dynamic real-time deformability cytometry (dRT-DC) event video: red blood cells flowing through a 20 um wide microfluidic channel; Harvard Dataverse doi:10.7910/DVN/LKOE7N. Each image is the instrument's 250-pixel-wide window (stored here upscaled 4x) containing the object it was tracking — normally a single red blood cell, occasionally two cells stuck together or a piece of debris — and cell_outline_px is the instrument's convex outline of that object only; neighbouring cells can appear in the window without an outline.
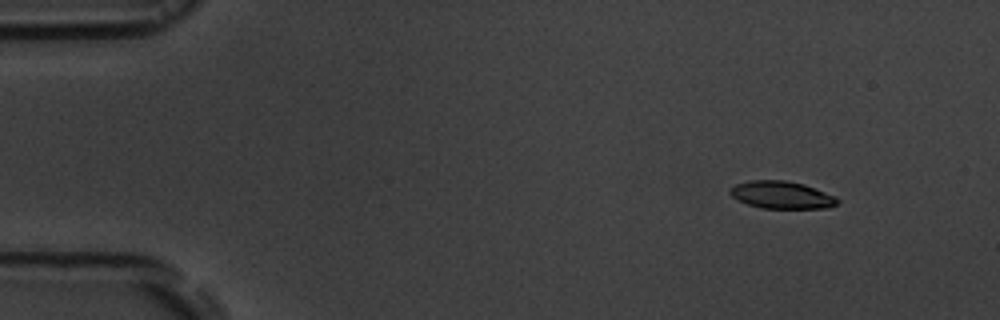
{"species": "common noctule bat (a hibernating species)", "species_latin": "Nyctalus noctula", "temperature_condition": "room temperature", "stored_images_in_passage": 15, "camera_frame_rate_fps": 3000, "um_per_image_px": 0.085, "animal": {"sex": "male", "body_mass_g": 19.5, "forearm_length_mm": 54.6}, "frame": {"image": 1, "passage_image": 2, "time_ms": 1.333, "image_size_px": [1000, 320], "cell_outline_px": [[840, 200], [836, 204], [828, 208], [760, 208], [748, 204], [732, 196], [728, 192], [728, 188], [736, 184], [748, 180], [784, 180], [804, 184], [836, 196]], "centroid_in_image_um": [66.43, 16.56], "position_along_channel_um": 18.6, "area_um2": 17.22}}
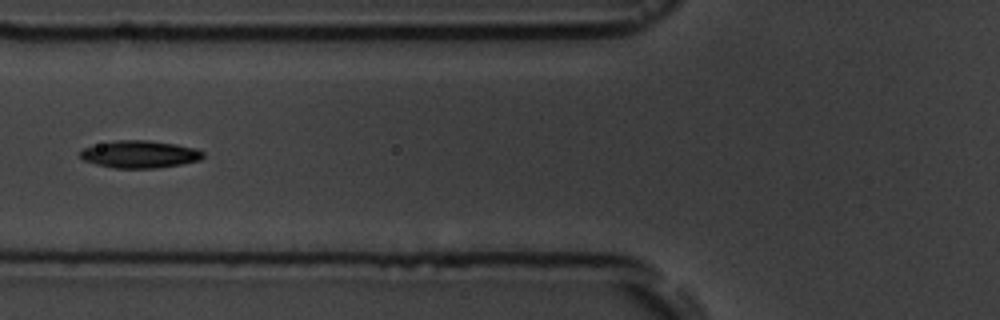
{"frame": {"image": 2, "passage_image": 6, "time_ms": 6.667, "image_size_px": [1000, 320], "cell_outline_px": [[204, 156], [200, 160], [180, 164], [156, 168], [112, 168], [96, 164], [84, 160], [80, 156], [80, 152], [84, 148], [116, 140], [148, 140], [176, 144], [196, 148], [204, 152]], "centroid_in_image_um": [11.91, 13.11], "position_along_channel_um": 113.9, "area_um2": 19.48}}
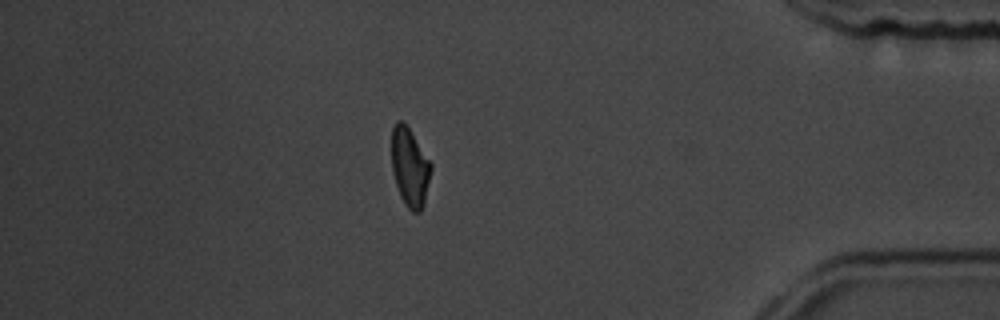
{"frame": {"image": 3, "passage_image": 14, "time_ms": 15.667, "image_size_px": [1000, 320], "cell_outline_px": [[432, 168], [424, 204], [420, 212], [412, 212], [404, 204], [400, 196], [392, 172], [392, 128], [396, 120], [400, 120], [408, 128], [432, 164]], "centroid_in_image_um": [34.83, 14.25], "position_along_channel_um": 400.4, "area_um2": 17.92}, "authors_computed_cell_mechanics": {"area_um2": 18.3804, "velocity_mm_per_s": 3.6153, "shape_relaxation_time_tau1_ms": 3.9829, "shape_relaxation_time_tau2_ms": 2.6142, "deformation_change_tau1": 0.1101, "deformation_change_tau2": 0.0666}}